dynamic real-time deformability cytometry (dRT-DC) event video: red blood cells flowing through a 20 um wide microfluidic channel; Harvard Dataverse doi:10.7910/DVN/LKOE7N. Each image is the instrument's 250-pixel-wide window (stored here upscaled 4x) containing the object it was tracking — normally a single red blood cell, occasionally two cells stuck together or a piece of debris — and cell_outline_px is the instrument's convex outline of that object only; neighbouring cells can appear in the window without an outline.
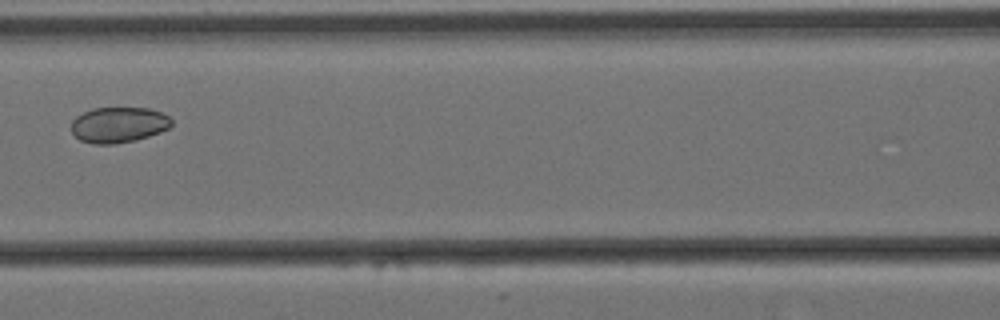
{"species": "Egyptian fruit bat (a non-hibernating species)", "species_latin": "Rousettus aegyptiacus", "temperature_condition": "cold", "stored_images_in_passage": 10, "camera_frame_rate_fps": 3000, "um_per_image_px": 0.085, "animal": {"sex": "female"}, "frame": {"image": 1, "passage_image": 6, "time_ms": 1.667, "image_size_px": [1000, 320], "cell_outline_px": [[172, 124], [168, 128], [160, 132], [136, 140], [112, 144], [92, 144], [80, 140], [72, 132], [72, 120], [76, 116], [92, 108], [148, 108], [160, 112], [168, 116], [172, 120]], "centroid_in_image_um": [10.07, 10.61], "position_along_channel_um": 156.5, "area_um2": 20.75}}
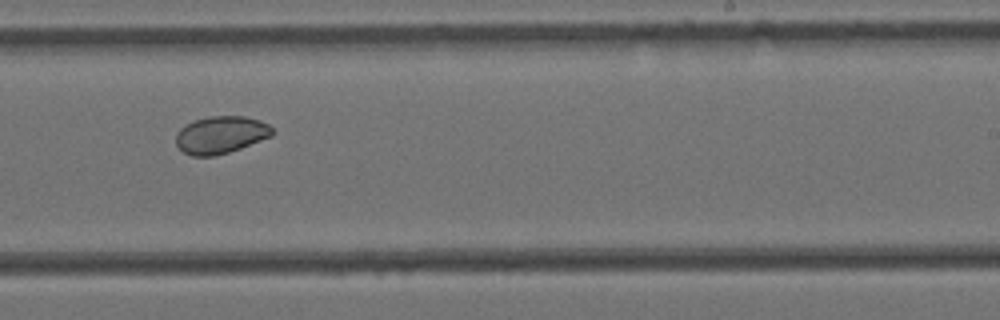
{"frame": {"image": 2, "passage_image": 9, "time_ms": 2.667, "image_size_px": [1000, 320], "cell_outline_px": [[272, 136], [240, 148], [216, 156], [192, 156], [184, 152], [176, 144], [176, 132], [180, 128], [196, 120], [208, 116], [244, 116], [260, 120], [268, 124], [272, 128]], "centroid_in_image_um": [18.76, 11.46], "position_along_channel_um": 270.2, "area_um2": 20.87}}
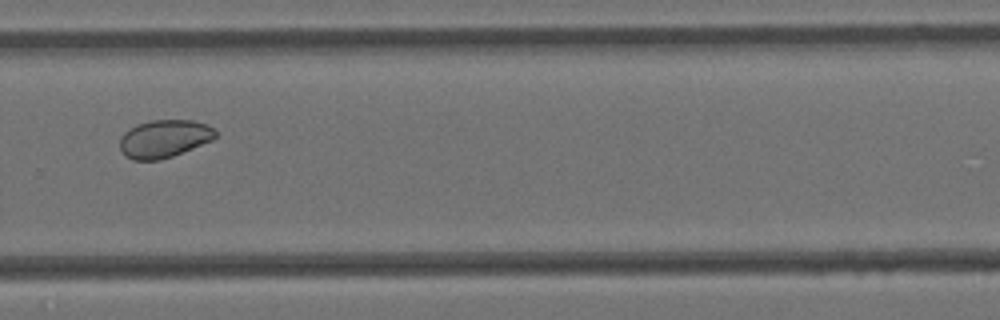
{"frame": {"image": 3, "passage_image": 10, "time_ms": 3.0, "image_size_px": [1000, 320], "cell_outline_px": [[216, 136], [212, 140], [172, 156], [160, 160], [132, 160], [124, 156], [120, 148], [120, 136], [128, 128], [136, 124], [152, 120], [192, 120], [208, 124], [216, 132]], "centroid_in_image_um": [13.91, 11.78], "position_along_channel_um": 315.9, "area_um2": 21.15}}